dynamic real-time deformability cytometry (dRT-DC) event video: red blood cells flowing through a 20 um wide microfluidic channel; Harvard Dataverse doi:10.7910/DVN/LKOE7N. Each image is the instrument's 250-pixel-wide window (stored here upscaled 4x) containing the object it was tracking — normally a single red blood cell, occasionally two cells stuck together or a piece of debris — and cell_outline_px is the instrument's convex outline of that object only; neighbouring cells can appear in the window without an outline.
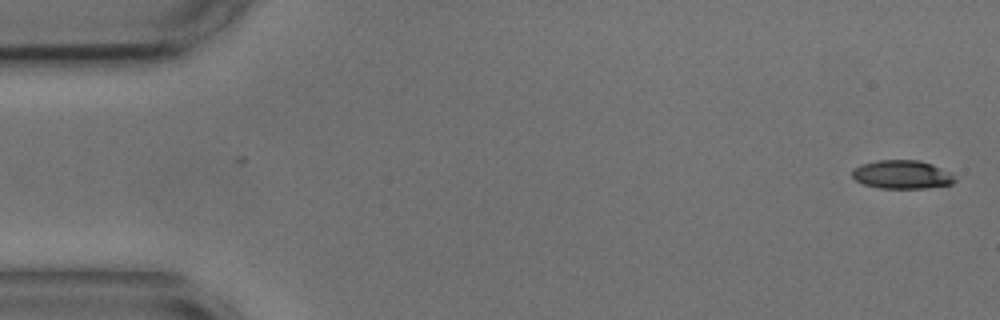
{"species": "common noctule bat (a hibernating species)", "species_latin": "Nyctalus noctula", "temperature_condition": "cold", "stored_images_in_passage": 54, "camera_frame_rate_fps": 3000, "um_per_image_px": 0.085, "animal": {"sex": "male", "body_mass_g": 17.9, "forearm_length_mm": 54.2}, "frame": {"image": 1, "passage_image": 1, "time_ms": 0.0, "image_size_px": [1000, 320], "cell_outline_px": [[956, 180], [952, 184], [924, 188], [880, 188], [864, 184], [856, 180], [852, 176], [852, 168], [860, 164], [876, 160], [920, 160], [932, 164], [948, 172]], "centroid_in_image_um": [76.62, 14.82], "position_along_channel_um": 8.4, "area_um2": 16.99}}
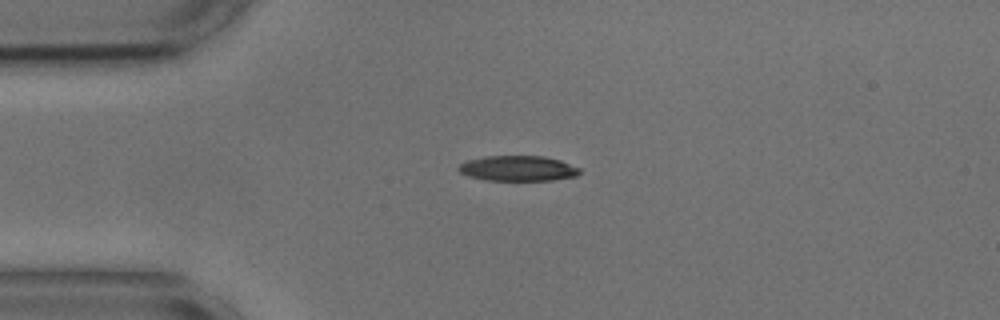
{"frame": {"image": 2, "passage_image": 12, "time_ms": 3.667, "image_size_px": [1000, 320], "cell_outline_px": [[584, 172], [576, 176], [552, 180], [484, 180], [468, 176], [460, 172], [456, 168], [460, 164], [468, 160], [484, 156], [544, 156], [560, 160], [580, 168]], "centroid_in_image_um": [44.04, 14.31], "position_along_channel_um": 41.0, "area_um2": 17.98}}
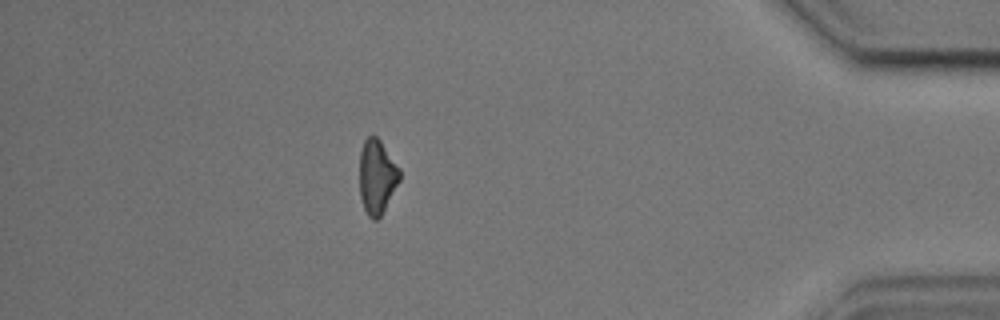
{"frame": {"image": 3, "passage_image": 47, "time_ms": 15.333, "image_size_px": [1000, 320], "cell_outline_px": [[400, 180], [380, 216], [376, 220], [372, 220], [368, 216], [364, 208], [360, 196], [360, 152], [364, 140], [372, 132], [380, 140], [400, 168]], "centroid_in_image_um": [32.03, 14.98], "position_along_channel_um": 403.2, "area_um2": 17.34}, "authors_computed_cell_mechanics": {"area_um2": 18.1203, "velocity_mm_per_s": 3.6802, "shape_relaxation_time_tau1_ms": 3.4442, "shape_relaxation_time_tau2_ms": null, "deformation_change_tau1": 0.1277, "deformation_change_tau2": null}}